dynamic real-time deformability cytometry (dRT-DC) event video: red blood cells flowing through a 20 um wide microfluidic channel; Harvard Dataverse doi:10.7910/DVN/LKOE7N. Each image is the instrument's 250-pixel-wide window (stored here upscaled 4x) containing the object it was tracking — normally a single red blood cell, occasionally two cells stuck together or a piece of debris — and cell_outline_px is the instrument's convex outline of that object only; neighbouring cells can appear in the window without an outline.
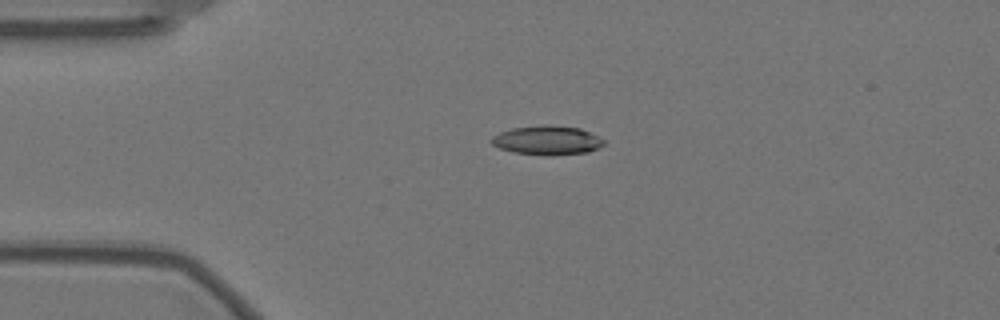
{"species": "Egyptian fruit bat (a non-hibernating species)", "species_latin": "Rousettus aegyptiacus", "temperature_condition": "warm", "stored_images_in_passage": 40, "camera_frame_rate_fps": 3000, "um_per_image_px": 0.085, "animal": {"sex": "female"}, "frame": {"image": 1, "passage_image": 1, "time_ms": 0.0, "image_size_px": [1000, 320], "cell_outline_px": [[604, 144], [588, 152], [552, 156], [544, 156], [512, 152], [500, 148], [492, 144], [488, 140], [492, 136], [500, 132], [512, 128], [548, 124], [580, 128], [604, 140]], "centroid_in_image_um": [46.46, 11.93], "position_along_channel_um": 38.5, "area_um2": 19.19}}
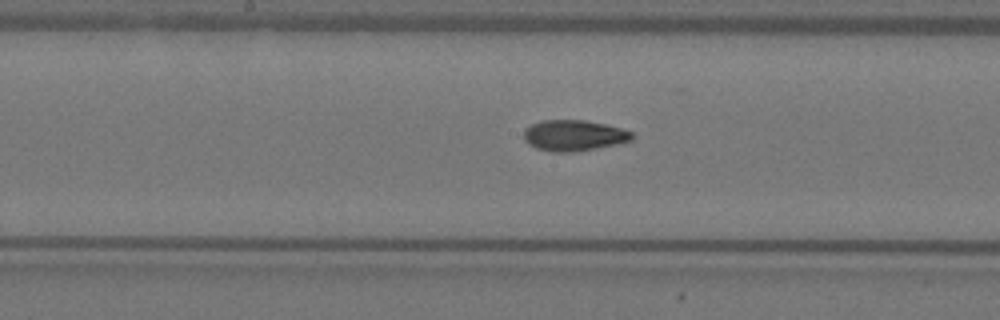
{"frame": {"image": 2, "passage_image": 17, "time_ms": 5.333, "image_size_px": [1000, 320], "cell_outline_px": [[632, 140], [616, 144], [596, 148], [572, 152], [552, 152], [536, 148], [528, 144], [524, 140], [524, 128], [540, 120], [584, 120], [604, 124], [620, 128], [632, 132]], "centroid_in_image_um": [48.73, 11.51], "position_along_channel_um": 199.5, "area_um2": 19.42}}
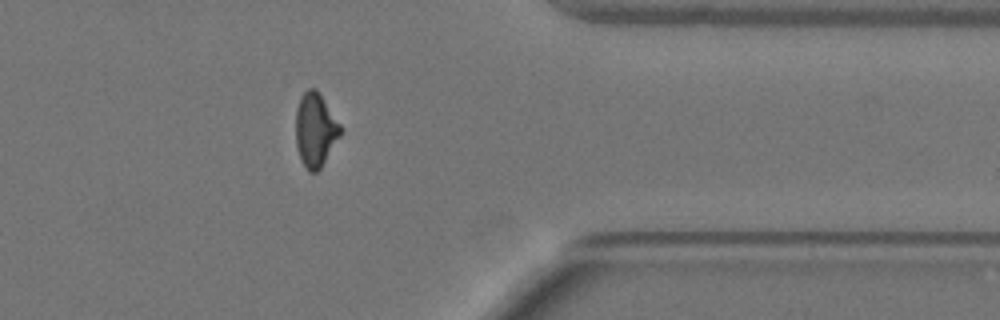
{"frame": {"image": 3, "passage_image": 34, "time_ms": 11.0, "image_size_px": [1000, 320], "cell_outline_px": [[340, 136], [320, 168], [316, 172], [308, 172], [300, 160], [296, 144], [296, 108], [300, 96], [308, 88], [316, 88], [340, 124]], "centroid_in_image_um": [26.77, 11.04], "position_along_channel_um": 384.6, "area_um2": 19.07}, "authors_computed_cell_mechanics": {"area_um2": 19.2763, "velocity_mm_per_s": 3.5416, "shape_relaxation_time_tau1_ms": 9.5263, "shape_relaxation_time_tau2_ms": 2.5554, "deformation_change_tau1": 0.2506, "deformation_change_tau2": 0.0847}}